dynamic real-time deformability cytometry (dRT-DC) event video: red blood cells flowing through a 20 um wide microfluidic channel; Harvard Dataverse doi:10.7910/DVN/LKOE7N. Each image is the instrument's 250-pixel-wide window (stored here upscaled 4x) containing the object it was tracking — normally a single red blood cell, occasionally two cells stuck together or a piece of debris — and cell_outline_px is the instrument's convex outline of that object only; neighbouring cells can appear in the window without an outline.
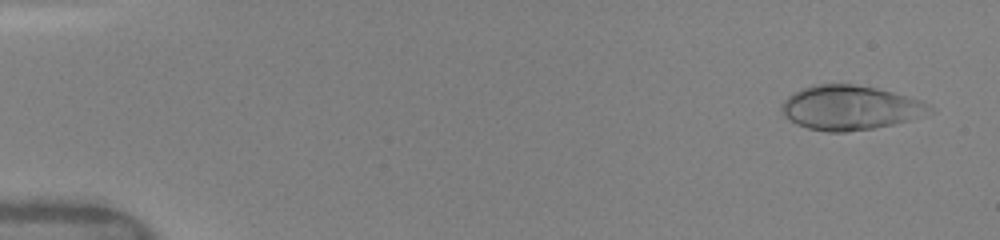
{"species": "human", "species_latin": "Homo sapiens", "temperature_condition": "warm", "stored_images_in_passage": 56, "camera_frame_rate_fps": 3000, "um_per_image_px": 0.085, "donor": {"sex": "female"}, "frame": {"image": 1, "passage_image": 2, "time_ms": 0.333, "image_size_px": [1000, 240], "cell_outline_px": [[932, 112], [908, 120], [892, 124], [872, 128], [844, 132], [828, 132], [808, 128], [796, 124], [784, 116], [780, 108], [784, 100], [792, 92], [812, 84], [852, 84], [876, 88], [892, 92], [920, 100], [928, 104], [932, 108]], "centroid_in_image_um": [72.2, 9.15], "position_along_channel_um": 12.8, "area_um2": 38.09}}
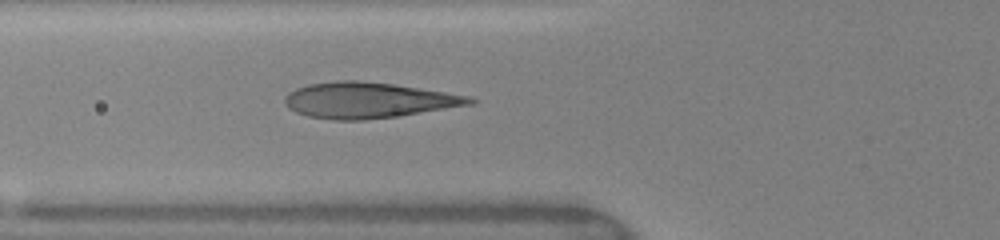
{"frame": {"image": 2, "passage_image": 18, "time_ms": 5.667, "image_size_px": [1000, 240], "cell_outline_px": [[476, 104], [400, 116], [364, 120], [332, 120], [308, 116], [296, 112], [288, 108], [284, 104], [284, 96], [288, 92], [296, 88], [308, 84], [340, 80], [360, 80], [392, 84], [472, 96], [476, 100]], "centroid_in_image_um": [31.32, 8.52], "position_along_channel_um": 94.5, "area_um2": 38.9}}
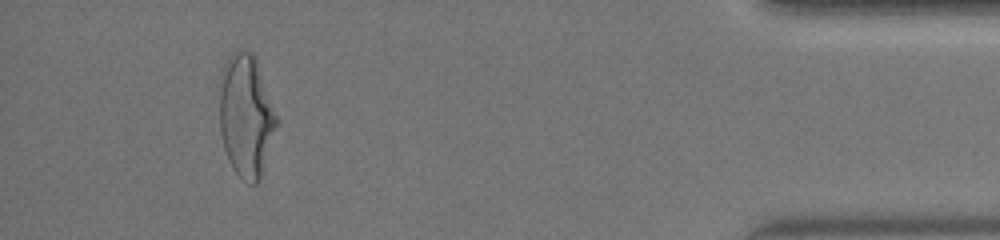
{"frame": {"image": 3, "passage_image": 52, "time_ms": 14.667, "image_size_px": [1000, 240], "cell_outline_px": [[280, 120], [260, 180], [256, 184], [252, 184], [244, 180], [232, 168], [224, 148], [220, 132], [220, 88], [224, 64], [232, 52], [236, 48], [252, 52], [256, 56]], "centroid_in_image_um": [20.96, 9.82], "position_along_channel_um": 414.2, "area_um2": 41.44}, "authors_computed_cell_mechanics": {"area_um2": 37.4544, "velocity_mm_per_s": 4.1299, "shape_relaxation_time_tau1_ms": 4.2556, "shape_relaxation_time_tau2_ms": null, "deformation_change_tau1": 0.2166, "deformation_change_tau2": null}}